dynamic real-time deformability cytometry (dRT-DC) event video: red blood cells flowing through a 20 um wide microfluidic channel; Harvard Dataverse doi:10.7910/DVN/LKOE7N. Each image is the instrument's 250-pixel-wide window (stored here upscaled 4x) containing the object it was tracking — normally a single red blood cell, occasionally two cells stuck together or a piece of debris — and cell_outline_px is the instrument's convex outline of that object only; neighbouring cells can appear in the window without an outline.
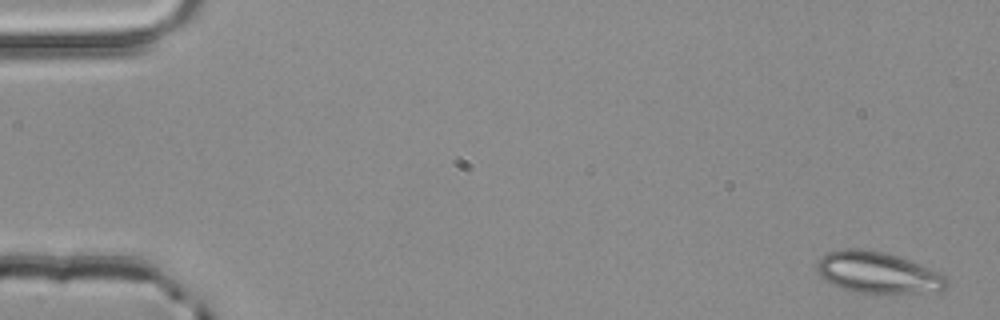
{"species": "common noctule bat (a hibernating species)", "species_latin": "Nyctalus noctula", "temperature_condition": "room temperature", "stored_images_in_passage": 4, "camera_frame_rate_fps": 3000, "um_per_image_px": 0.085, "animal": {"sex": "male", "body_mass_g": 20.4}, "frame": {"image": 1, "passage_image": 1, "time_ms": 0.0, "image_size_px": [1000, 320], "cell_outline_px": [[948, 288], [940, 292], [888, 296], [856, 292], [844, 288], [824, 280], [816, 272], [816, 264], [820, 256], [828, 252], [848, 248], [860, 248], [884, 252], [908, 260], [940, 272], [948, 276]], "centroid_in_image_um": [74.68, 23.23], "position_along_channel_um": 10.3, "area_um2": 32.43}}